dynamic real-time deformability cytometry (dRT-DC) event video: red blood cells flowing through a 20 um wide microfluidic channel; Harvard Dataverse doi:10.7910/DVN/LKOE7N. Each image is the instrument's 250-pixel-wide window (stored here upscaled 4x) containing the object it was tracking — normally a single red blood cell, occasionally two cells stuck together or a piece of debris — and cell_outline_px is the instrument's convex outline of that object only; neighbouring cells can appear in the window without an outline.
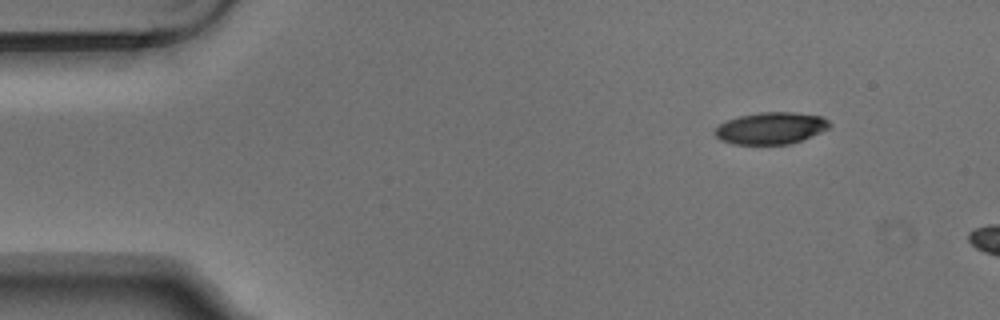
{"species": "Egyptian fruit bat (a non-hibernating species)", "species_latin": "Rousettus aegyptiacus", "temperature_condition": "warm", "stored_images_in_passage": 3, "camera_frame_rate_fps": 3000, "um_per_image_px": 0.085, "animal": {"sex": "male"}, "frame": {"image": 1, "passage_image": 1, "time_ms": 0.0, "image_size_px": [1000, 320], "cell_outline_px": [[832, 124], [828, 128], [820, 132], [800, 140], [788, 144], [732, 144], [720, 140], [712, 132], [720, 124], [728, 120], [740, 116], [760, 112], [792, 112], [824, 116]], "centroid_in_image_um": [65.52, 10.89], "position_along_channel_um": 19.5, "area_um2": 21.21}}